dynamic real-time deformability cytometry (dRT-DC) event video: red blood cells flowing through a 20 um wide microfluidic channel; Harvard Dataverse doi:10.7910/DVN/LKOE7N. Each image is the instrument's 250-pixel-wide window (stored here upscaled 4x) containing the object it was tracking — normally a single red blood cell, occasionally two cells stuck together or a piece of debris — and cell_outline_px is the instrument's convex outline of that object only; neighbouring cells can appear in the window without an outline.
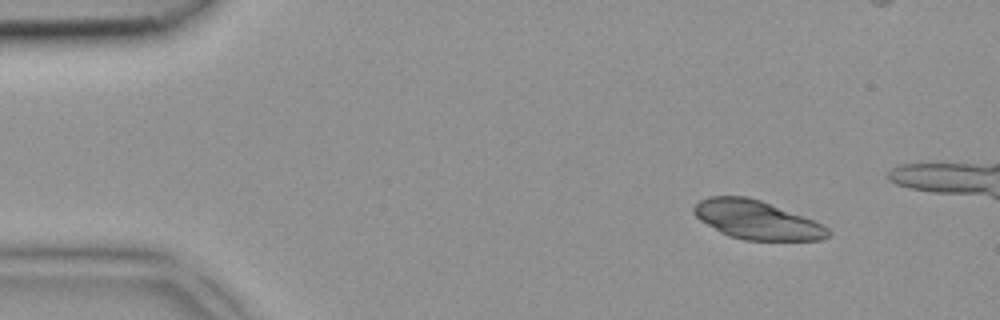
{"species": "common noctule bat (a hibernating species)", "species_latin": "Nyctalus noctula", "temperature_condition": "room temperature", "stored_images_in_passage": 4, "camera_frame_rate_fps": 3000, "um_per_image_px": 0.085, "animal": {"sex": "female", "body_mass_g": 18.4}, "frame": {"image": 1, "passage_image": 1, "time_ms": 0.0, "image_size_px": [1000, 320], "cell_outline_px": [[832, 232], [828, 236], [820, 240], [744, 240], [728, 236], [720, 232], [700, 220], [692, 212], [692, 208], [700, 200], [712, 196], [748, 196], [760, 200], [824, 224]], "centroid_in_image_um": [64.32, 18.7], "position_along_channel_um": 20.7, "area_um2": 30.17}}